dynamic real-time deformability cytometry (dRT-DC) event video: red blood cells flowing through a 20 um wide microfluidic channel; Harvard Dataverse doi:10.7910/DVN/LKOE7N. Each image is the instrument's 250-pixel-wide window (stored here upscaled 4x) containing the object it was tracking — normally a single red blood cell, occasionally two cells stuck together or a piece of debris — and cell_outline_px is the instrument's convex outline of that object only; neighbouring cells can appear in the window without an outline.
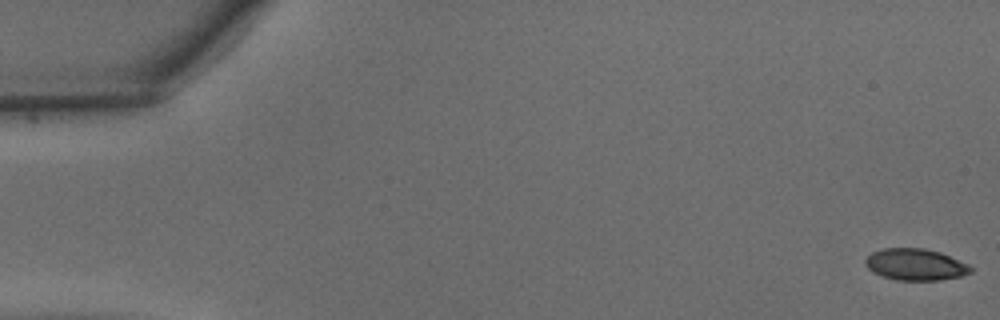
{"species": "common noctule bat (a hibernating species)", "species_latin": "Nyctalus noctula", "temperature_condition": "warm", "stored_images_in_passage": 48, "camera_frame_rate_fps": 3000, "um_per_image_px": 0.085, "animal": {"sex": "male", "body_mass_g": 15.6}, "frame": {"image": 1, "passage_image": 1, "time_ms": 0.0, "image_size_px": [1000, 320], "cell_outline_px": [[972, 272], [960, 276], [940, 280], [896, 280], [884, 276], [868, 268], [864, 264], [864, 260], [872, 252], [884, 248], [924, 248], [940, 252], [968, 264], [972, 268]], "centroid_in_image_um": [77.82, 22.48], "position_along_channel_um": 7.2, "area_um2": 19.25}}
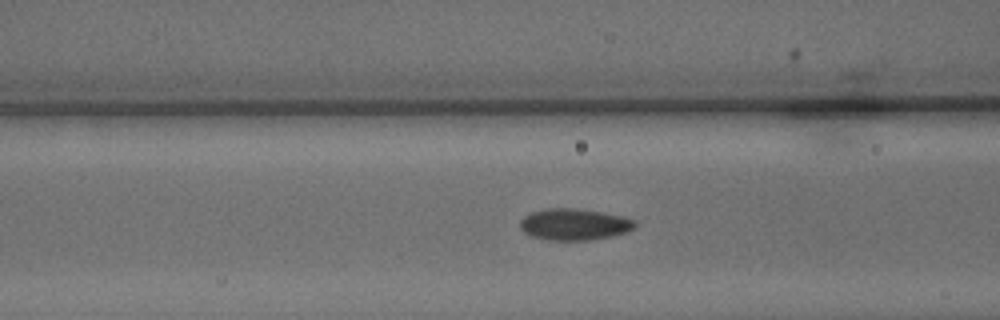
{"frame": {"image": 2, "passage_image": 19, "time_ms": 6.0, "image_size_px": [1000, 320], "cell_outline_px": [[636, 228], [628, 232], [588, 240], [540, 240], [528, 236], [520, 228], [520, 220], [528, 212], [544, 208], [576, 208], [604, 212], [636, 220]], "centroid_in_image_um": [48.76, 19.07], "position_along_channel_um": 117.8, "area_um2": 21.5}}
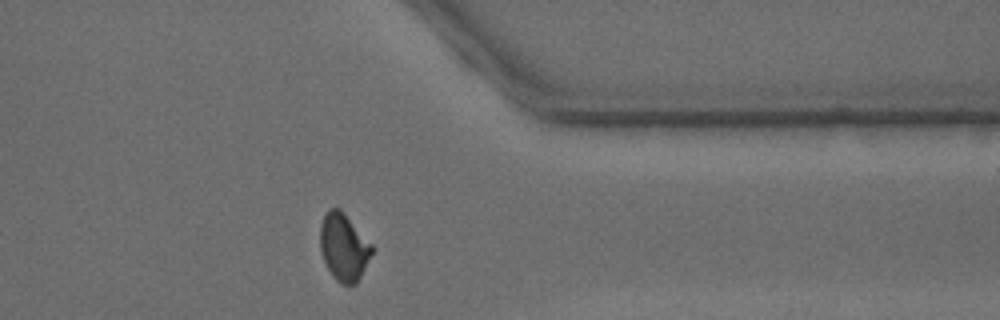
{"frame": {"image": 3, "passage_image": 38, "time_ms": 12.333, "image_size_px": [1000, 320], "cell_outline_px": [[372, 252], [356, 284], [340, 284], [332, 276], [324, 260], [320, 248], [320, 224], [324, 216], [332, 208], [340, 208], [372, 244]], "centroid_in_image_um": [29.2, 21.0], "position_along_channel_um": 382.2, "area_um2": 19.94}, "authors_computed_cell_mechanics": {"area_um2": 20.23, "velocity_mm_per_s": 4.3088, "shape_relaxation_time_tau1_ms": 3.5389, "shape_relaxation_time_tau2_ms": 0.6886, "deformation_change_tau1": 0.1326, "deformation_change_tau2": 0.0541}}